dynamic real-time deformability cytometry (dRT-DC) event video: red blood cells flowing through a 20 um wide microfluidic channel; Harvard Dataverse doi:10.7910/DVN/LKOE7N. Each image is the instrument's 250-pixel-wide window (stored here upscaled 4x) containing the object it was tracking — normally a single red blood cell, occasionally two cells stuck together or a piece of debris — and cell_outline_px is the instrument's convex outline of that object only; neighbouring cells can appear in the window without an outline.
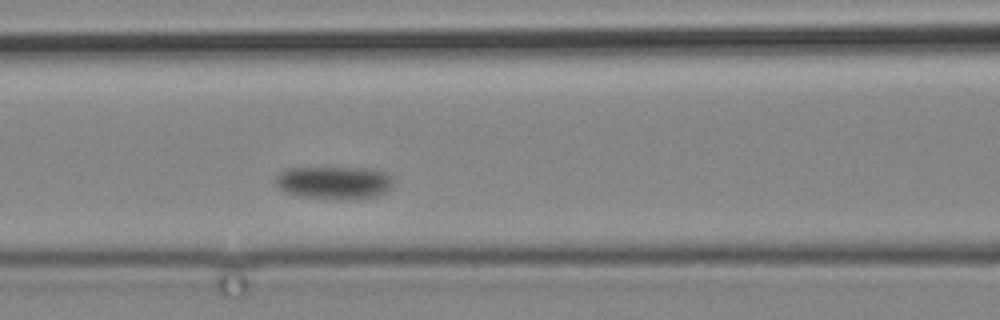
{"species": "common noctule bat (a hibernating species)", "species_latin": "Nyctalus noctula", "temperature_condition": "cold", "stored_images_in_passage": 4, "camera_frame_rate_fps": 3000, "um_per_image_px": 0.085, "animal": {"sex": "male", "body_mass_g": 19.2, "forearm_length_mm": 51.8}, "frame": {"image": 1, "passage_image": 4, "time_ms": 3.333, "image_size_px": [1000, 320], "cell_outline_px": [[392, 184], [384, 192], [376, 196], [304, 196], [284, 192], [276, 184], [276, 176], [280, 172], [288, 168], [356, 168], [388, 172], [392, 180]], "centroid_in_image_um": [28.35, 15.46], "position_along_channel_um": 138.3, "area_um2": 21.15}}